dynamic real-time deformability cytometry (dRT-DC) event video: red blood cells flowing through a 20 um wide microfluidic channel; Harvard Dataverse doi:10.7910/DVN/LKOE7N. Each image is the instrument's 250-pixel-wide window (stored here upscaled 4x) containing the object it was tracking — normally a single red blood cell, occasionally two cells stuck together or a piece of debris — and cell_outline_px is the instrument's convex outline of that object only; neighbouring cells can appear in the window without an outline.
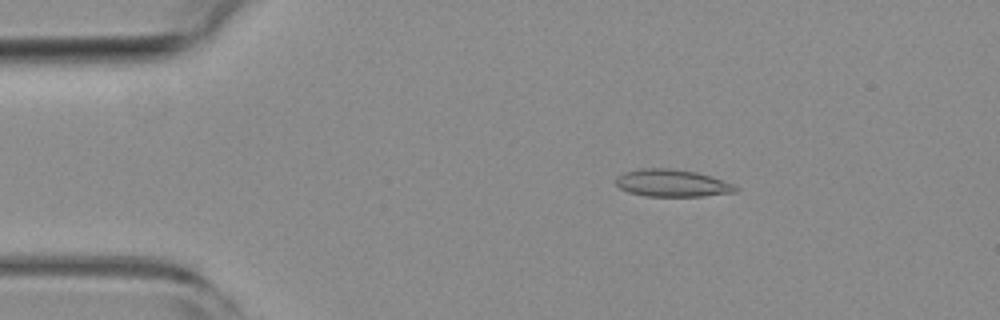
{"species": "common noctule bat (a hibernating species)", "species_latin": "Nyctalus noctula", "temperature_condition": "room temperature", "stored_images_in_passage": 54, "camera_frame_rate_fps": 3000, "um_per_image_px": 0.085, "animal": {"sex": "female", "body_mass_g": 19.3, "forearm_length_mm": 54.1}, "frame": {"image": 1, "passage_image": 9, "time_ms": 2.667, "image_size_px": [1000, 320], "cell_outline_px": [[740, 188], [736, 192], [704, 196], [644, 196], [628, 192], [620, 188], [616, 184], [616, 176], [624, 172], [640, 168], [668, 168], [696, 172], [712, 176], [732, 184]], "centroid_in_image_um": [57.12, 15.56], "position_along_channel_um": 27.9, "area_um2": 19.13}}
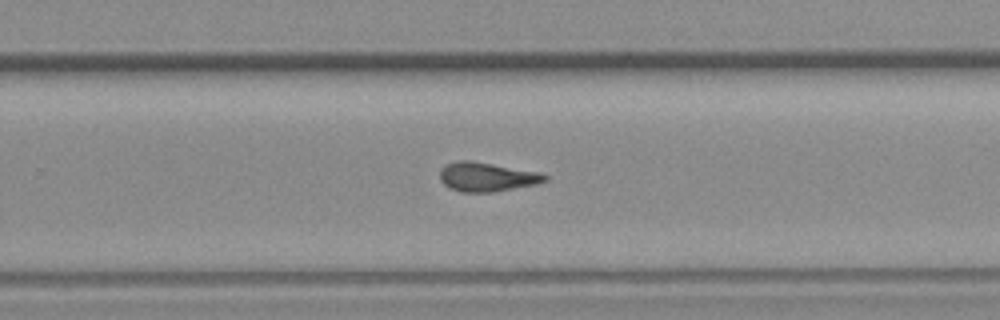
{"frame": {"image": 2, "passage_image": 34, "time_ms": 11.0, "image_size_px": [1000, 320], "cell_outline_px": [[548, 180], [536, 184], [492, 192], [460, 192], [448, 188], [440, 180], [440, 168], [448, 164], [460, 160], [468, 160], [540, 172], [548, 176]], "centroid_in_image_um": [41.36, 15.04], "position_along_channel_um": 288.4, "area_um2": 17.74}}
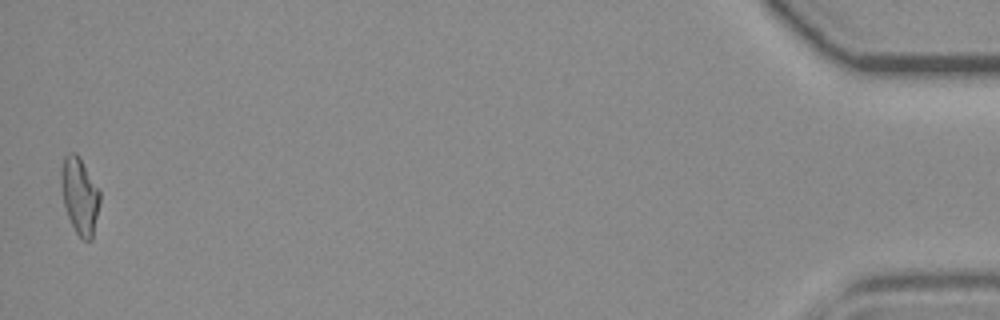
{"frame": {"image": 3, "passage_image": 53, "time_ms": 17.333, "image_size_px": [1000, 320], "cell_outline_px": [[100, 200], [92, 240], [84, 240], [76, 232], [68, 216], [64, 204], [60, 184], [60, 172], [64, 156], [68, 152], [76, 152], [80, 156], [100, 192]], "centroid_in_image_um": [6.76, 16.59], "position_along_channel_um": 428.4, "area_um2": 17.28}, "authors_computed_cell_mechanics": {"area_um2": 17.6001, "velocity_mm_per_s": 3.804, "shape_relaxation_time_tau1_ms": null, "shape_relaxation_time_tau2_ms": 3.558, "deformation_change_tau1": null, "deformation_change_tau2": 0.129}}